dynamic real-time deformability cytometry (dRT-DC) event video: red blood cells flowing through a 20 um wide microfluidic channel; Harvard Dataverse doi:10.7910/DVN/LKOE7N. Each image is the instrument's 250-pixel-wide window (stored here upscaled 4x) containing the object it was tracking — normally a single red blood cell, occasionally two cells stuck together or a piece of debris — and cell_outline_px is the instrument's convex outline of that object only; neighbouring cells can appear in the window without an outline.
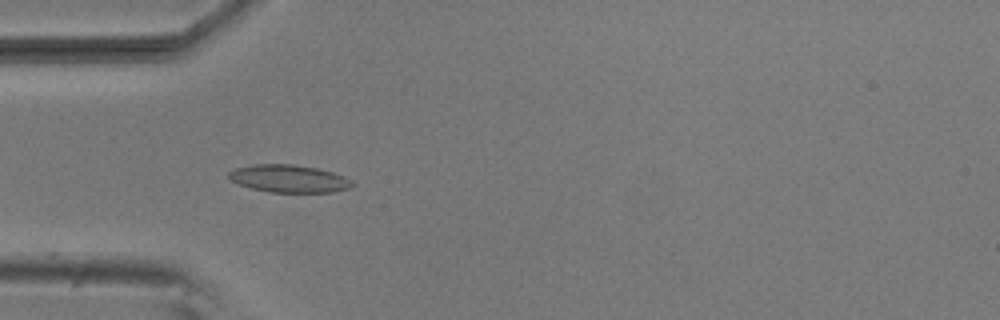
{"species": "common noctule bat (a hibernating species)", "species_latin": "Nyctalus noctula", "temperature_condition": "room temperature", "stored_images_in_passage": 7, "camera_frame_rate_fps": 3000, "um_per_image_px": 0.085, "animal": {"sex": "male", "body_mass_g": 20.5, "forearm_length_mm": 52.5}, "frame": {"image": 1, "passage_image": 1, "time_ms": 0.0, "image_size_px": [1000, 320], "cell_outline_px": [[356, 184], [352, 188], [332, 192], [268, 192], [252, 188], [240, 184], [232, 180], [228, 176], [228, 172], [236, 168], [256, 164], [292, 164], [316, 168], [332, 172], [344, 176], [352, 180]], "centroid_in_image_um": [24.62, 15.19], "position_along_channel_um": 60.4, "area_um2": 19.83}}
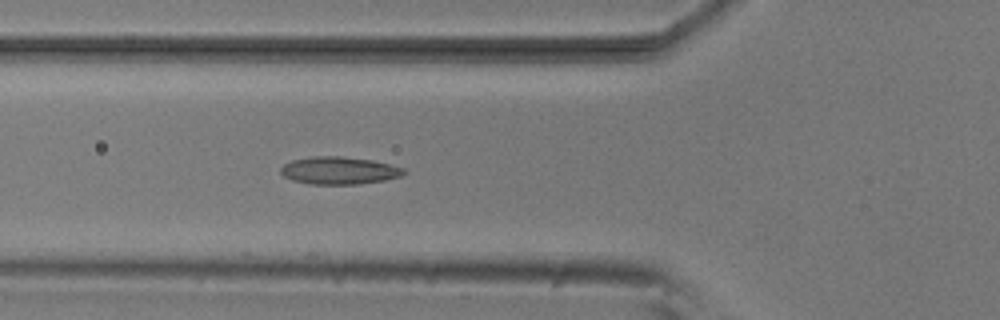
{"frame": {"image": 2, "passage_image": 4, "time_ms": 1.0, "image_size_px": [1000, 320], "cell_outline_px": [[408, 172], [400, 176], [384, 180], [356, 184], [308, 184], [292, 180], [284, 176], [280, 172], [280, 168], [284, 164], [292, 160], [316, 156], [340, 156], [372, 160], [404, 168]], "centroid_in_image_um": [28.81, 14.49], "position_along_channel_um": 97.0, "area_um2": 19.65}}